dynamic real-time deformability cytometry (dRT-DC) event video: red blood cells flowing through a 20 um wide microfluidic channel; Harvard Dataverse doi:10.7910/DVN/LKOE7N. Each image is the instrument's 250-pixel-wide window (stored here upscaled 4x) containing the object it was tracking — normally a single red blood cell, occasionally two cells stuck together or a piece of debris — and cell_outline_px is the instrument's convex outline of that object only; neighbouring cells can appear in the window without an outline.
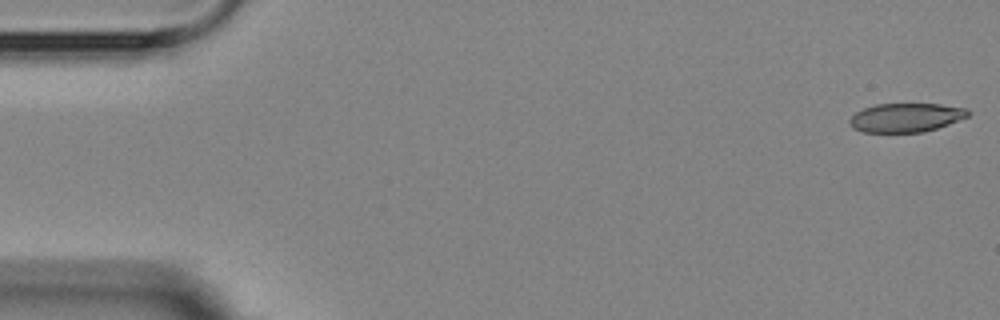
{"species": "Egyptian fruit bat (a non-hibernating species)", "species_latin": "Rousettus aegyptiacus", "temperature_condition": "room temperature", "stored_images_in_passage": 9, "camera_frame_rate_fps": 3000, "um_per_image_px": 0.085, "animal": {"sex": "female"}, "frame": {"image": 1, "passage_image": 1, "time_ms": 0.0, "image_size_px": [1000, 320], "cell_outline_px": [[972, 112], [968, 116], [948, 124], [924, 132], [864, 132], [852, 128], [848, 120], [856, 112], [864, 108], [876, 104], [940, 104], [968, 108]], "centroid_in_image_um": [77.01, 9.99], "position_along_channel_um": 8.0, "area_um2": 19.94}}
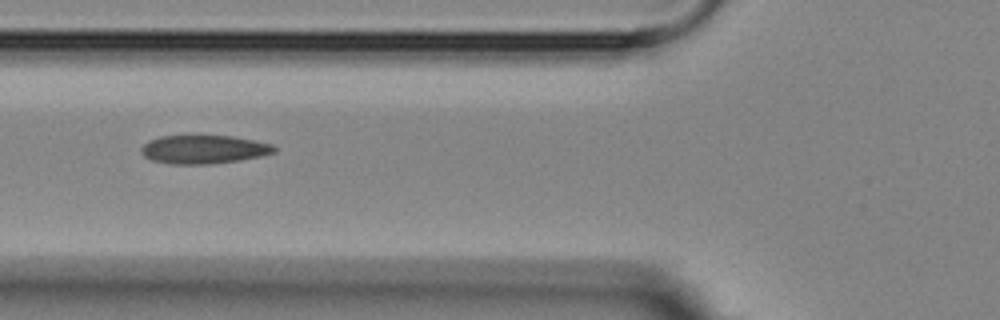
{"frame": {"image": 2, "passage_image": 6, "time_ms": 6.333, "image_size_px": [1000, 320], "cell_outline_px": [[276, 152], [260, 156], [240, 160], [208, 164], [168, 164], [152, 160], [144, 156], [140, 152], [140, 148], [148, 140], [160, 136], [196, 132], [232, 136], [256, 140], [272, 144], [276, 148]], "centroid_in_image_um": [17.27, 12.64], "position_along_channel_um": 108.5, "area_um2": 23.24}}
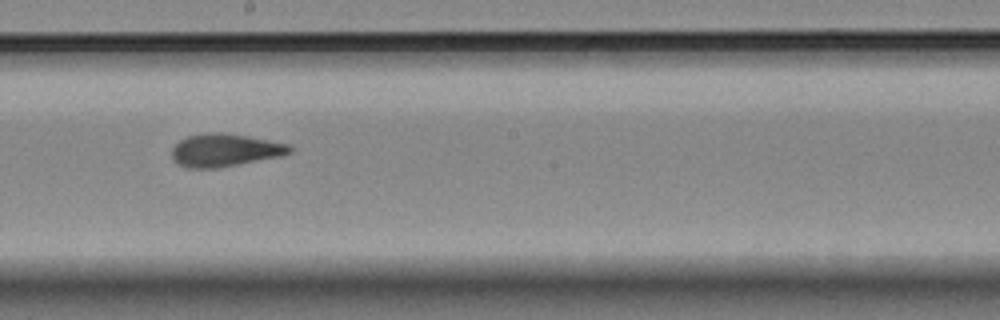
{"frame": {"image": 3, "passage_image": 9, "time_ms": 9.667, "image_size_px": [1000, 320], "cell_outline_px": [[292, 152], [280, 156], [220, 168], [188, 168], [172, 160], [172, 148], [180, 140], [188, 136], [212, 132], [220, 132], [248, 136], [288, 144], [292, 148]], "centroid_in_image_um": [19.11, 12.77], "position_along_channel_um": 229.1, "area_um2": 22.43}}